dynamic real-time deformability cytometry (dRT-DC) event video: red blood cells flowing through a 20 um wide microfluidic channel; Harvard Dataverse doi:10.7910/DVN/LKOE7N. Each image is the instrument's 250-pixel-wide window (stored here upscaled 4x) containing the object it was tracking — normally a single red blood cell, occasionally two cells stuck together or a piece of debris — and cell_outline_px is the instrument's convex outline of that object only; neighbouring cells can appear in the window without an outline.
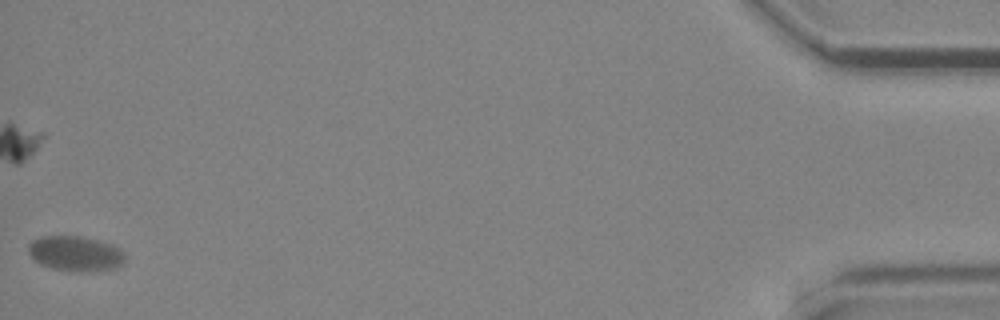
{"species": "common noctule bat (a hibernating species)", "species_latin": "Nyctalus noctula", "temperature_condition": "cold", "stored_images_in_passage": 59, "camera_frame_rate_fps": 3000, "um_per_image_px": 0.085, "animal": {"sex": "male", "body_mass_g": 19.2, "forearm_length_mm": 51.8}, "frame": {"image": 1, "passage_image": 59, "time_ms": 19.333, "image_size_px": [1000, 320], "cell_outline_px": [[124, 264], [116, 268], [88, 272], [76, 272], [52, 268], [40, 264], [28, 252], [28, 244], [32, 240], [40, 236], [80, 236], [100, 240], [112, 244], [120, 248], [124, 252]], "centroid_in_image_um": [6.44, 21.55], "position_along_channel_um": 428.8, "area_um2": 20.06}}